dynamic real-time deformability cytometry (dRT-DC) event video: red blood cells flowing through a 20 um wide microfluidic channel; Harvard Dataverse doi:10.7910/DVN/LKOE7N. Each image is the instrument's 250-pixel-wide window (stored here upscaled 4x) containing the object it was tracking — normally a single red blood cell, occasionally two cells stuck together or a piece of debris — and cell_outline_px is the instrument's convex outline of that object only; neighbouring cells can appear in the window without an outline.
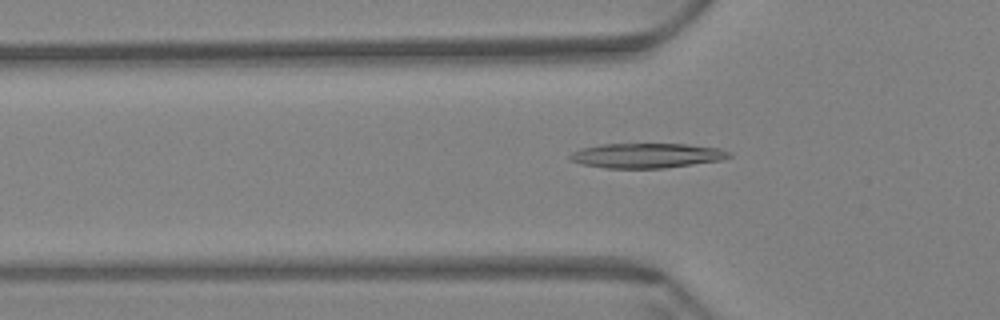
{"species": "Egyptian fruit bat (a non-hibernating species)", "species_latin": "Rousettus aegyptiacus", "temperature_condition": "warm", "stored_images_in_passage": 60, "camera_frame_rate_fps": 3000, "um_per_image_px": 0.085, "animal": {"sex": "female"}, "frame": {"image": 1, "passage_image": 20, "time_ms": 6.333, "image_size_px": [1000, 320], "cell_outline_px": [[732, 156], [720, 160], [664, 168], [604, 168], [584, 164], [568, 160], [568, 156], [572, 152], [580, 148], [600, 144], [688, 144], [720, 148], [732, 152]], "centroid_in_image_um": [54.95, 13.21], "position_along_channel_um": 70.8, "area_um2": 23.06}}
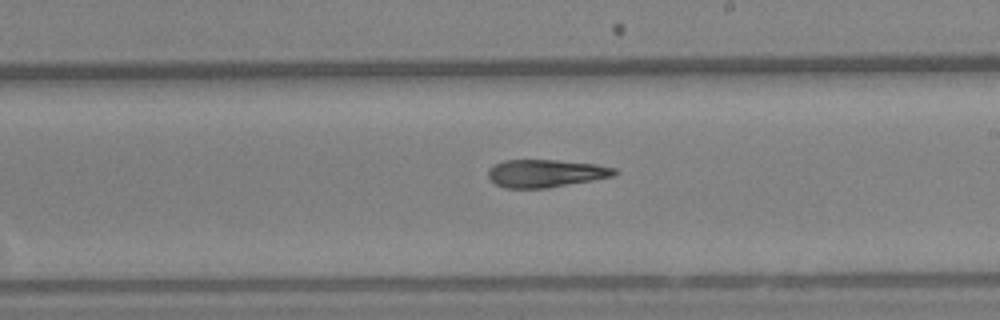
{"frame": {"image": 2, "passage_image": 35, "time_ms": 11.333, "image_size_px": [1000, 320], "cell_outline_px": [[620, 172], [612, 176], [592, 180], [548, 188], [504, 188], [496, 184], [488, 176], [488, 168], [492, 164], [504, 160], [556, 160], [596, 164], [616, 168]], "centroid_in_image_um": [46.37, 14.73], "position_along_channel_um": 242.6, "area_um2": 20.52}}
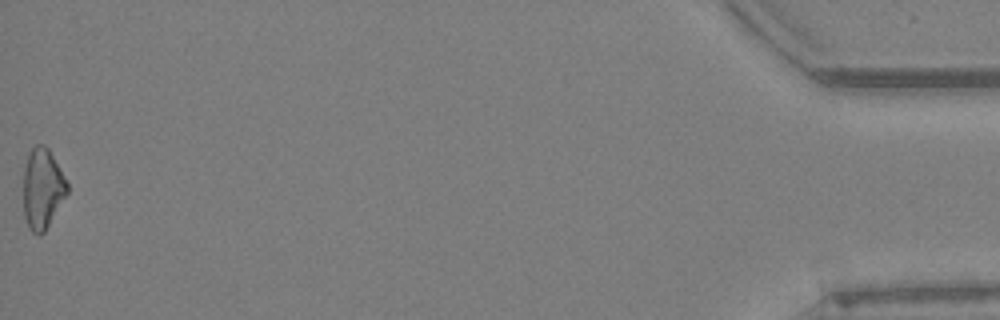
{"frame": {"image": 3, "passage_image": 60, "time_ms": 19.667, "image_size_px": [1000, 320], "cell_outline_px": [[68, 192], [44, 232], [40, 236], [36, 236], [28, 228], [24, 216], [24, 168], [28, 152], [36, 144], [44, 144], [48, 148], [68, 184]], "centroid_in_image_um": [3.59, 16.05], "position_along_channel_um": 431.6, "area_um2": 20.46}, "authors_computed_cell_mechanics": {"area_um2": 21.4149, "velocity_mm_per_s": 3.4472, "shape_relaxation_time_tau1_ms": null, "shape_relaxation_time_tau2_ms": 7.1927, "deformation_change_tau1": null, "deformation_change_tau2": 0.1878}}